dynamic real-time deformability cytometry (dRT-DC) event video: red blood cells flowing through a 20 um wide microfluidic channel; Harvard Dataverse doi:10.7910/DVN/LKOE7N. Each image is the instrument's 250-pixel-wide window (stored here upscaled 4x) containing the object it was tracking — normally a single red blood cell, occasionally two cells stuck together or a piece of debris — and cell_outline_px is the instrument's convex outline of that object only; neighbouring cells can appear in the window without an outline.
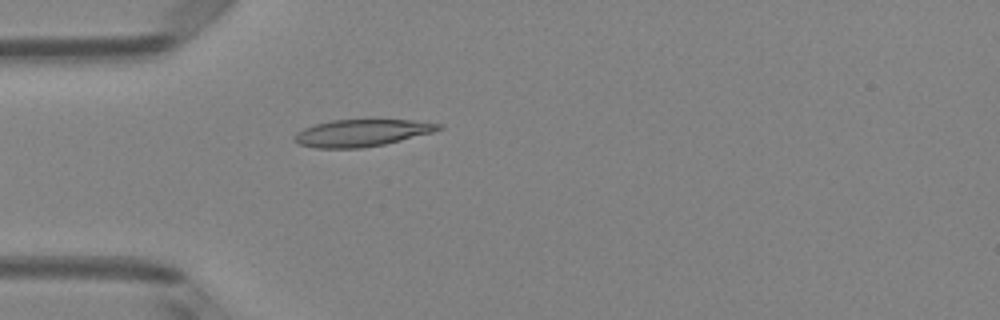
{"species": "Egyptian fruit bat (a non-hibernating species)", "species_latin": "Rousettus aegyptiacus", "temperature_condition": "room temperature", "stored_images_in_passage": 37, "camera_frame_rate_fps": 3000, "um_per_image_px": 0.085, "animal": {"sex": "female"}, "frame": {"image": 1, "passage_image": 1, "time_ms": 0.0, "image_size_px": [1000, 320], "cell_outline_px": [[444, 128], [432, 132], [384, 144], [360, 148], [316, 148], [300, 144], [292, 136], [296, 132], [304, 128], [316, 124], [332, 120], [412, 120], [444, 124]], "centroid_in_image_um": [30.75, 11.29], "position_along_channel_um": 54.2, "area_um2": 22.48}}
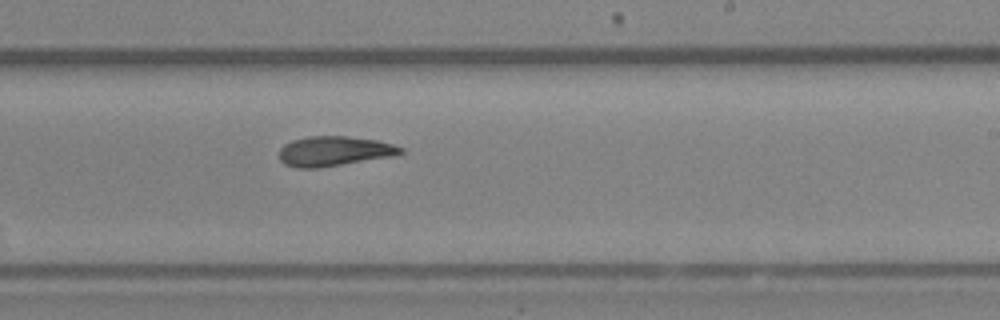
{"frame": {"image": 2, "passage_image": 17, "time_ms": 5.333, "image_size_px": [1000, 320], "cell_outline_px": [[404, 152], [396, 156], [320, 168], [296, 168], [284, 164], [280, 160], [280, 148], [284, 144], [292, 140], [308, 136], [348, 136], [376, 140], [392, 144], [404, 148]], "centroid_in_image_um": [28.42, 12.86], "position_along_channel_um": 260.6, "area_um2": 21.39}}
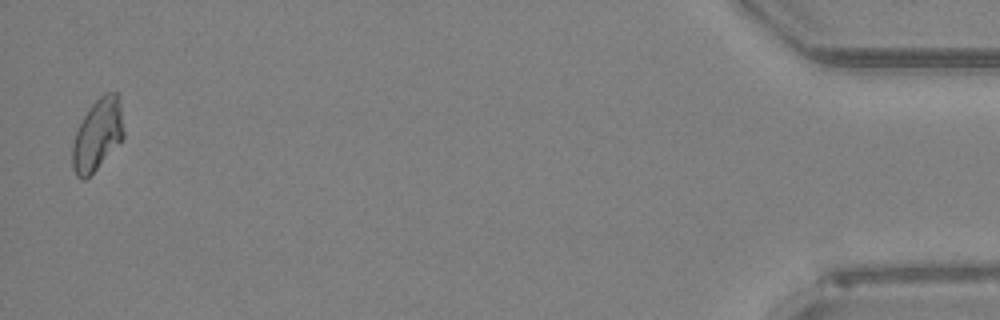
{"frame": {"image": 3, "passage_image": 36, "time_ms": 11.667, "image_size_px": [1000, 320], "cell_outline_px": [[124, 136], [96, 168], [84, 180], [80, 180], [76, 176], [72, 168], [72, 144], [76, 132], [84, 116], [92, 104], [104, 92], [116, 92], [120, 108], [124, 132]], "centroid_in_image_um": [8.25, 11.46], "position_along_channel_um": 427.0, "area_um2": 20.81}, "authors_computed_cell_mechanics": {"area_um2": 21.1548, "velocity_mm_per_s": 4.0046, "shape_relaxation_time_tau1_ms": null, "shape_relaxation_time_tau2_ms": 5.1565, "deformation_change_tau1": null, "deformation_change_tau2": 0.1405}}